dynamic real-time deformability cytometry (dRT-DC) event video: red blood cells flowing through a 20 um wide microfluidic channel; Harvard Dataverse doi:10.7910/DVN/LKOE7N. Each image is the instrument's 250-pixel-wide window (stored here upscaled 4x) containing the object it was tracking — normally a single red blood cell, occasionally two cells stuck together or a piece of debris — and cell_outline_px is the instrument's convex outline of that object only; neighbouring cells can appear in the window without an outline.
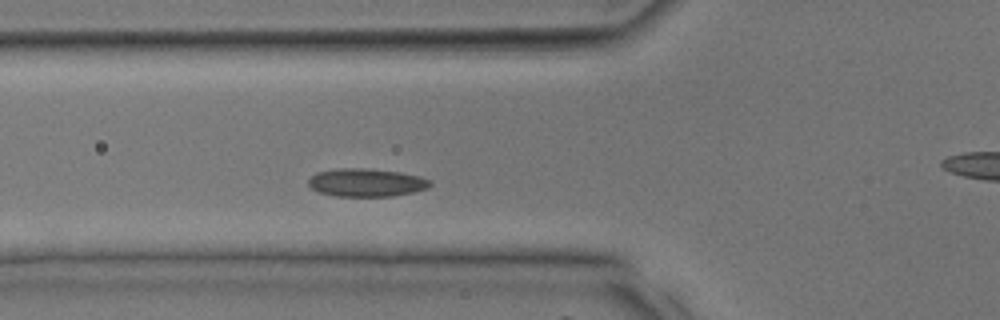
{"species": "common noctule bat (a hibernating species)", "species_latin": "Nyctalus noctula", "temperature_condition": "room temperature", "stored_images_in_passage": 34, "camera_frame_rate_fps": 3000, "um_per_image_px": 0.085, "animal": {"sex": "male", "body_mass_g": 17.9, "forearm_length_mm": 54.2}, "frame": {"image": 1, "passage_image": 9, "time_ms": 2.667, "image_size_px": [1000, 320], "cell_outline_px": [[432, 184], [428, 188], [412, 192], [392, 196], [336, 196], [320, 192], [312, 188], [308, 184], [308, 180], [316, 172], [340, 168], [364, 168], [400, 172], [420, 176], [432, 180]], "centroid_in_image_um": [31.16, 15.51], "position_along_channel_um": 94.6, "area_um2": 19.88}}
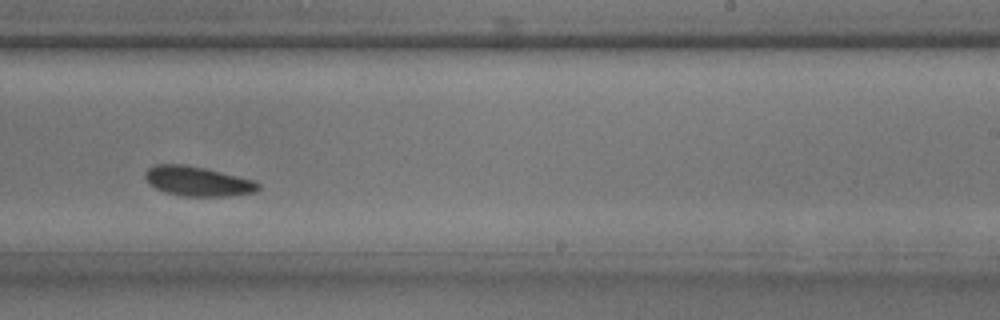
{"frame": {"image": 2, "passage_image": 19, "time_ms": 6.0, "image_size_px": [1000, 320], "cell_outline_px": [[260, 188], [256, 192], [232, 196], [184, 196], [168, 192], [156, 188], [148, 184], [144, 176], [144, 172], [148, 168], [156, 164], [180, 164], [204, 168], [256, 180], [260, 184]], "centroid_in_image_um": [16.83, 15.41], "position_along_channel_um": 272.2, "area_um2": 19.59}}
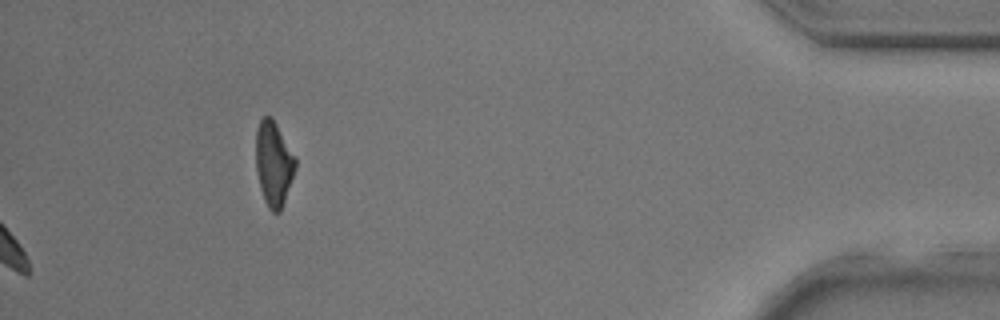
{"frame": {"image": 3, "passage_image": 34, "time_ms": 11.0, "image_size_px": [1000, 320], "cell_outline_px": [[296, 168], [280, 212], [272, 212], [268, 208], [264, 200], [260, 188], [256, 168], [256, 128], [260, 120], [264, 116], [272, 116], [296, 156]], "centroid_in_image_um": [23.26, 13.88], "position_along_channel_um": 411.9, "area_um2": 19.65}}